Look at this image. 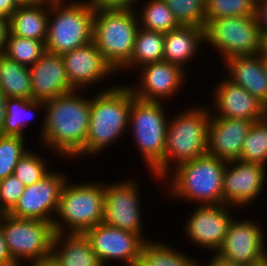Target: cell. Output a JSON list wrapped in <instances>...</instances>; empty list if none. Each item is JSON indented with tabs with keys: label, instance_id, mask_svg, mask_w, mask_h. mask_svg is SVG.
I'll use <instances>...</instances> for the list:
<instances>
[{
	"label": "cell",
	"instance_id": "cell-1",
	"mask_svg": "<svg viewBox=\"0 0 267 266\" xmlns=\"http://www.w3.org/2000/svg\"><path fill=\"white\" fill-rule=\"evenodd\" d=\"M77 91L44 102L42 143L68 159L84 155L90 123L91 97L79 96Z\"/></svg>",
	"mask_w": 267,
	"mask_h": 266
},
{
	"label": "cell",
	"instance_id": "cell-2",
	"mask_svg": "<svg viewBox=\"0 0 267 266\" xmlns=\"http://www.w3.org/2000/svg\"><path fill=\"white\" fill-rule=\"evenodd\" d=\"M115 86L103 89L91 99L85 156L98 155L128 131L129 112L135 97L130 86Z\"/></svg>",
	"mask_w": 267,
	"mask_h": 266
},
{
	"label": "cell",
	"instance_id": "cell-3",
	"mask_svg": "<svg viewBox=\"0 0 267 266\" xmlns=\"http://www.w3.org/2000/svg\"><path fill=\"white\" fill-rule=\"evenodd\" d=\"M226 165L227 161L207 153L182 163L167 174L172 183L167 193L178 200L199 202V205L223 204L222 182Z\"/></svg>",
	"mask_w": 267,
	"mask_h": 266
},
{
	"label": "cell",
	"instance_id": "cell-4",
	"mask_svg": "<svg viewBox=\"0 0 267 266\" xmlns=\"http://www.w3.org/2000/svg\"><path fill=\"white\" fill-rule=\"evenodd\" d=\"M201 107L186 109L182 114L175 115L174 119L168 120L163 179H167V174L175 166L207 153L211 109Z\"/></svg>",
	"mask_w": 267,
	"mask_h": 266
},
{
	"label": "cell",
	"instance_id": "cell-5",
	"mask_svg": "<svg viewBox=\"0 0 267 266\" xmlns=\"http://www.w3.org/2000/svg\"><path fill=\"white\" fill-rule=\"evenodd\" d=\"M133 9L95 10L92 41L118 72L130 61L139 21Z\"/></svg>",
	"mask_w": 267,
	"mask_h": 266
},
{
	"label": "cell",
	"instance_id": "cell-6",
	"mask_svg": "<svg viewBox=\"0 0 267 266\" xmlns=\"http://www.w3.org/2000/svg\"><path fill=\"white\" fill-rule=\"evenodd\" d=\"M68 1L50 0L47 52L63 55L92 41L95 10L86 1Z\"/></svg>",
	"mask_w": 267,
	"mask_h": 266
},
{
	"label": "cell",
	"instance_id": "cell-7",
	"mask_svg": "<svg viewBox=\"0 0 267 266\" xmlns=\"http://www.w3.org/2000/svg\"><path fill=\"white\" fill-rule=\"evenodd\" d=\"M68 182L66 180L61 189L52 222L54 233H84L103 221L104 184L85 182L71 185Z\"/></svg>",
	"mask_w": 267,
	"mask_h": 266
},
{
	"label": "cell",
	"instance_id": "cell-8",
	"mask_svg": "<svg viewBox=\"0 0 267 266\" xmlns=\"http://www.w3.org/2000/svg\"><path fill=\"white\" fill-rule=\"evenodd\" d=\"M161 104L134 98L128 123L145 166L158 180H163V157L168 126L167 116L163 112L165 109Z\"/></svg>",
	"mask_w": 267,
	"mask_h": 266
},
{
	"label": "cell",
	"instance_id": "cell-9",
	"mask_svg": "<svg viewBox=\"0 0 267 266\" xmlns=\"http://www.w3.org/2000/svg\"><path fill=\"white\" fill-rule=\"evenodd\" d=\"M1 229L11 259L37 261L51 256L54 229L51 222L0 214Z\"/></svg>",
	"mask_w": 267,
	"mask_h": 266
},
{
	"label": "cell",
	"instance_id": "cell-10",
	"mask_svg": "<svg viewBox=\"0 0 267 266\" xmlns=\"http://www.w3.org/2000/svg\"><path fill=\"white\" fill-rule=\"evenodd\" d=\"M260 36L255 15L205 19L204 43L216 48L223 60L258 54Z\"/></svg>",
	"mask_w": 267,
	"mask_h": 266
},
{
	"label": "cell",
	"instance_id": "cell-11",
	"mask_svg": "<svg viewBox=\"0 0 267 266\" xmlns=\"http://www.w3.org/2000/svg\"><path fill=\"white\" fill-rule=\"evenodd\" d=\"M139 187L134 180L104 184V218L105 224L124 231L143 236V222L140 207ZM143 232V233H142Z\"/></svg>",
	"mask_w": 267,
	"mask_h": 266
},
{
	"label": "cell",
	"instance_id": "cell-12",
	"mask_svg": "<svg viewBox=\"0 0 267 266\" xmlns=\"http://www.w3.org/2000/svg\"><path fill=\"white\" fill-rule=\"evenodd\" d=\"M103 266L109 261L121 260L127 266H136L145 240L132 232L112 227L104 222L83 233Z\"/></svg>",
	"mask_w": 267,
	"mask_h": 266
},
{
	"label": "cell",
	"instance_id": "cell-13",
	"mask_svg": "<svg viewBox=\"0 0 267 266\" xmlns=\"http://www.w3.org/2000/svg\"><path fill=\"white\" fill-rule=\"evenodd\" d=\"M67 178L63 173L50 171L38 182L26 186L16 205L8 212L13 217L53 222L61 189Z\"/></svg>",
	"mask_w": 267,
	"mask_h": 266
},
{
	"label": "cell",
	"instance_id": "cell-14",
	"mask_svg": "<svg viewBox=\"0 0 267 266\" xmlns=\"http://www.w3.org/2000/svg\"><path fill=\"white\" fill-rule=\"evenodd\" d=\"M257 223L259 222L233 218L217 254L240 266L259 265L267 251L262 227Z\"/></svg>",
	"mask_w": 267,
	"mask_h": 266
},
{
	"label": "cell",
	"instance_id": "cell-15",
	"mask_svg": "<svg viewBox=\"0 0 267 266\" xmlns=\"http://www.w3.org/2000/svg\"><path fill=\"white\" fill-rule=\"evenodd\" d=\"M266 167L261 164L233 160L227 162L223 174V204L244 207L253 204L266 180Z\"/></svg>",
	"mask_w": 267,
	"mask_h": 266
},
{
	"label": "cell",
	"instance_id": "cell-16",
	"mask_svg": "<svg viewBox=\"0 0 267 266\" xmlns=\"http://www.w3.org/2000/svg\"><path fill=\"white\" fill-rule=\"evenodd\" d=\"M230 205H199L188 217L185 232L193 244L214 253L221 248L228 226L234 218Z\"/></svg>",
	"mask_w": 267,
	"mask_h": 266
},
{
	"label": "cell",
	"instance_id": "cell-17",
	"mask_svg": "<svg viewBox=\"0 0 267 266\" xmlns=\"http://www.w3.org/2000/svg\"><path fill=\"white\" fill-rule=\"evenodd\" d=\"M140 71L139 85L130 89L136 99L149 102H161L178 94L186 73L180 66L166 61L146 64Z\"/></svg>",
	"mask_w": 267,
	"mask_h": 266
},
{
	"label": "cell",
	"instance_id": "cell-18",
	"mask_svg": "<svg viewBox=\"0 0 267 266\" xmlns=\"http://www.w3.org/2000/svg\"><path fill=\"white\" fill-rule=\"evenodd\" d=\"M68 75L70 86L74 90L104 80L116 73L105 60L93 41L61 55Z\"/></svg>",
	"mask_w": 267,
	"mask_h": 266
},
{
	"label": "cell",
	"instance_id": "cell-19",
	"mask_svg": "<svg viewBox=\"0 0 267 266\" xmlns=\"http://www.w3.org/2000/svg\"><path fill=\"white\" fill-rule=\"evenodd\" d=\"M213 91V117H226L250 120L256 122L267 116V106L247 90L234 84L229 79H223Z\"/></svg>",
	"mask_w": 267,
	"mask_h": 266
},
{
	"label": "cell",
	"instance_id": "cell-20",
	"mask_svg": "<svg viewBox=\"0 0 267 266\" xmlns=\"http://www.w3.org/2000/svg\"><path fill=\"white\" fill-rule=\"evenodd\" d=\"M254 121L210 116L207 154L227 162L239 160L243 142Z\"/></svg>",
	"mask_w": 267,
	"mask_h": 266
},
{
	"label": "cell",
	"instance_id": "cell-21",
	"mask_svg": "<svg viewBox=\"0 0 267 266\" xmlns=\"http://www.w3.org/2000/svg\"><path fill=\"white\" fill-rule=\"evenodd\" d=\"M29 70L34 100L45 102L74 90L61 55L46 51Z\"/></svg>",
	"mask_w": 267,
	"mask_h": 266
},
{
	"label": "cell",
	"instance_id": "cell-22",
	"mask_svg": "<svg viewBox=\"0 0 267 266\" xmlns=\"http://www.w3.org/2000/svg\"><path fill=\"white\" fill-rule=\"evenodd\" d=\"M224 62L228 69L227 78L267 106V74L262 58L258 54L234 56Z\"/></svg>",
	"mask_w": 267,
	"mask_h": 266
},
{
	"label": "cell",
	"instance_id": "cell-23",
	"mask_svg": "<svg viewBox=\"0 0 267 266\" xmlns=\"http://www.w3.org/2000/svg\"><path fill=\"white\" fill-rule=\"evenodd\" d=\"M50 0L23 3L9 17L10 33L46 42Z\"/></svg>",
	"mask_w": 267,
	"mask_h": 266
},
{
	"label": "cell",
	"instance_id": "cell-24",
	"mask_svg": "<svg viewBox=\"0 0 267 266\" xmlns=\"http://www.w3.org/2000/svg\"><path fill=\"white\" fill-rule=\"evenodd\" d=\"M51 257L58 266H103L83 233H55Z\"/></svg>",
	"mask_w": 267,
	"mask_h": 266
},
{
	"label": "cell",
	"instance_id": "cell-25",
	"mask_svg": "<svg viewBox=\"0 0 267 266\" xmlns=\"http://www.w3.org/2000/svg\"><path fill=\"white\" fill-rule=\"evenodd\" d=\"M203 42V43H202ZM205 42L204 27L181 25L164 34L163 61L184 65L196 56ZM202 44V45H201Z\"/></svg>",
	"mask_w": 267,
	"mask_h": 266
},
{
	"label": "cell",
	"instance_id": "cell-26",
	"mask_svg": "<svg viewBox=\"0 0 267 266\" xmlns=\"http://www.w3.org/2000/svg\"><path fill=\"white\" fill-rule=\"evenodd\" d=\"M0 88L7 98L32 99L29 67L0 54Z\"/></svg>",
	"mask_w": 267,
	"mask_h": 266
},
{
	"label": "cell",
	"instance_id": "cell-27",
	"mask_svg": "<svg viewBox=\"0 0 267 266\" xmlns=\"http://www.w3.org/2000/svg\"><path fill=\"white\" fill-rule=\"evenodd\" d=\"M164 34L140 28L137 31L130 61L122 68L142 67L163 61ZM129 67V68H128Z\"/></svg>",
	"mask_w": 267,
	"mask_h": 266
},
{
	"label": "cell",
	"instance_id": "cell-28",
	"mask_svg": "<svg viewBox=\"0 0 267 266\" xmlns=\"http://www.w3.org/2000/svg\"><path fill=\"white\" fill-rule=\"evenodd\" d=\"M45 107L43 101L23 98H7L6 116L2 127V135L20 136L24 135V125L33 118L34 113ZM35 111V112H34Z\"/></svg>",
	"mask_w": 267,
	"mask_h": 266
},
{
	"label": "cell",
	"instance_id": "cell-29",
	"mask_svg": "<svg viewBox=\"0 0 267 266\" xmlns=\"http://www.w3.org/2000/svg\"><path fill=\"white\" fill-rule=\"evenodd\" d=\"M195 260L165 242L148 240L142 248L136 266H195Z\"/></svg>",
	"mask_w": 267,
	"mask_h": 266
},
{
	"label": "cell",
	"instance_id": "cell-30",
	"mask_svg": "<svg viewBox=\"0 0 267 266\" xmlns=\"http://www.w3.org/2000/svg\"><path fill=\"white\" fill-rule=\"evenodd\" d=\"M141 12H137L139 27L166 34L181 25L164 0H148Z\"/></svg>",
	"mask_w": 267,
	"mask_h": 266
},
{
	"label": "cell",
	"instance_id": "cell-31",
	"mask_svg": "<svg viewBox=\"0 0 267 266\" xmlns=\"http://www.w3.org/2000/svg\"><path fill=\"white\" fill-rule=\"evenodd\" d=\"M46 52L45 43L9 32L3 54L20 65L31 67Z\"/></svg>",
	"mask_w": 267,
	"mask_h": 266
},
{
	"label": "cell",
	"instance_id": "cell-32",
	"mask_svg": "<svg viewBox=\"0 0 267 266\" xmlns=\"http://www.w3.org/2000/svg\"><path fill=\"white\" fill-rule=\"evenodd\" d=\"M239 160L267 167V116L252 124L243 142Z\"/></svg>",
	"mask_w": 267,
	"mask_h": 266
},
{
	"label": "cell",
	"instance_id": "cell-33",
	"mask_svg": "<svg viewBox=\"0 0 267 266\" xmlns=\"http://www.w3.org/2000/svg\"><path fill=\"white\" fill-rule=\"evenodd\" d=\"M180 25L205 26L206 0H164Z\"/></svg>",
	"mask_w": 267,
	"mask_h": 266
},
{
	"label": "cell",
	"instance_id": "cell-34",
	"mask_svg": "<svg viewBox=\"0 0 267 266\" xmlns=\"http://www.w3.org/2000/svg\"><path fill=\"white\" fill-rule=\"evenodd\" d=\"M25 137L0 134V180L13 175L20 158L28 151Z\"/></svg>",
	"mask_w": 267,
	"mask_h": 266
},
{
	"label": "cell",
	"instance_id": "cell-35",
	"mask_svg": "<svg viewBox=\"0 0 267 266\" xmlns=\"http://www.w3.org/2000/svg\"><path fill=\"white\" fill-rule=\"evenodd\" d=\"M257 0H206L205 19L255 15Z\"/></svg>",
	"mask_w": 267,
	"mask_h": 266
},
{
	"label": "cell",
	"instance_id": "cell-36",
	"mask_svg": "<svg viewBox=\"0 0 267 266\" xmlns=\"http://www.w3.org/2000/svg\"><path fill=\"white\" fill-rule=\"evenodd\" d=\"M38 154L33 153V151H26L24 155L20 158L14 169V175L25 185H32L43 177H45L50 170L46 159ZM47 165V166H46Z\"/></svg>",
	"mask_w": 267,
	"mask_h": 266
},
{
	"label": "cell",
	"instance_id": "cell-37",
	"mask_svg": "<svg viewBox=\"0 0 267 266\" xmlns=\"http://www.w3.org/2000/svg\"><path fill=\"white\" fill-rule=\"evenodd\" d=\"M25 187L14 174L0 180V214L8 213L16 205Z\"/></svg>",
	"mask_w": 267,
	"mask_h": 266
},
{
	"label": "cell",
	"instance_id": "cell-38",
	"mask_svg": "<svg viewBox=\"0 0 267 266\" xmlns=\"http://www.w3.org/2000/svg\"><path fill=\"white\" fill-rule=\"evenodd\" d=\"M138 0H86L94 10L100 9H133Z\"/></svg>",
	"mask_w": 267,
	"mask_h": 266
},
{
	"label": "cell",
	"instance_id": "cell-39",
	"mask_svg": "<svg viewBox=\"0 0 267 266\" xmlns=\"http://www.w3.org/2000/svg\"><path fill=\"white\" fill-rule=\"evenodd\" d=\"M255 18L261 33H267V0H257Z\"/></svg>",
	"mask_w": 267,
	"mask_h": 266
},
{
	"label": "cell",
	"instance_id": "cell-40",
	"mask_svg": "<svg viewBox=\"0 0 267 266\" xmlns=\"http://www.w3.org/2000/svg\"><path fill=\"white\" fill-rule=\"evenodd\" d=\"M0 266H17L8 253L3 232L1 229V223H0Z\"/></svg>",
	"mask_w": 267,
	"mask_h": 266
},
{
	"label": "cell",
	"instance_id": "cell-41",
	"mask_svg": "<svg viewBox=\"0 0 267 266\" xmlns=\"http://www.w3.org/2000/svg\"><path fill=\"white\" fill-rule=\"evenodd\" d=\"M19 5L17 0H0V17H10Z\"/></svg>",
	"mask_w": 267,
	"mask_h": 266
},
{
	"label": "cell",
	"instance_id": "cell-42",
	"mask_svg": "<svg viewBox=\"0 0 267 266\" xmlns=\"http://www.w3.org/2000/svg\"><path fill=\"white\" fill-rule=\"evenodd\" d=\"M9 32V17H0V54H3Z\"/></svg>",
	"mask_w": 267,
	"mask_h": 266
},
{
	"label": "cell",
	"instance_id": "cell-43",
	"mask_svg": "<svg viewBox=\"0 0 267 266\" xmlns=\"http://www.w3.org/2000/svg\"><path fill=\"white\" fill-rule=\"evenodd\" d=\"M198 263L199 262L196 261L195 266H203V263L202 264L200 263L198 264ZM205 266H240V265H237L236 263H233V262H229L227 259H224L221 256H219L217 253H214L209 263L207 262Z\"/></svg>",
	"mask_w": 267,
	"mask_h": 266
},
{
	"label": "cell",
	"instance_id": "cell-44",
	"mask_svg": "<svg viewBox=\"0 0 267 266\" xmlns=\"http://www.w3.org/2000/svg\"><path fill=\"white\" fill-rule=\"evenodd\" d=\"M6 101L7 97L0 88V134L2 135V127L6 116Z\"/></svg>",
	"mask_w": 267,
	"mask_h": 266
},
{
	"label": "cell",
	"instance_id": "cell-45",
	"mask_svg": "<svg viewBox=\"0 0 267 266\" xmlns=\"http://www.w3.org/2000/svg\"><path fill=\"white\" fill-rule=\"evenodd\" d=\"M258 55L267 58V33H261Z\"/></svg>",
	"mask_w": 267,
	"mask_h": 266
},
{
	"label": "cell",
	"instance_id": "cell-46",
	"mask_svg": "<svg viewBox=\"0 0 267 266\" xmlns=\"http://www.w3.org/2000/svg\"><path fill=\"white\" fill-rule=\"evenodd\" d=\"M30 266H58L56 261L50 256L45 259L29 262Z\"/></svg>",
	"mask_w": 267,
	"mask_h": 266
},
{
	"label": "cell",
	"instance_id": "cell-47",
	"mask_svg": "<svg viewBox=\"0 0 267 266\" xmlns=\"http://www.w3.org/2000/svg\"><path fill=\"white\" fill-rule=\"evenodd\" d=\"M20 4H23V3H34V2H37L39 0H17Z\"/></svg>",
	"mask_w": 267,
	"mask_h": 266
},
{
	"label": "cell",
	"instance_id": "cell-48",
	"mask_svg": "<svg viewBox=\"0 0 267 266\" xmlns=\"http://www.w3.org/2000/svg\"><path fill=\"white\" fill-rule=\"evenodd\" d=\"M259 265L260 266H267V254L263 257V259Z\"/></svg>",
	"mask_w": 267,
	"mask_h": 266
},
{
	"label": "cell",
	"instance_id": "cell-49",
	"mask_svg": "<svg viewBox=\"0 0 267 266\" xmlns=\"http://www.w3.org/2000/svg\"><path fill=\"white\" fill-rule=\"evenodd\" d=\"M262 61H263V67H264L265 72L267 74V58H262Z\"/></svg>",
	"mask_w": 267,
	"mask_h": 266
}]
</instances>
